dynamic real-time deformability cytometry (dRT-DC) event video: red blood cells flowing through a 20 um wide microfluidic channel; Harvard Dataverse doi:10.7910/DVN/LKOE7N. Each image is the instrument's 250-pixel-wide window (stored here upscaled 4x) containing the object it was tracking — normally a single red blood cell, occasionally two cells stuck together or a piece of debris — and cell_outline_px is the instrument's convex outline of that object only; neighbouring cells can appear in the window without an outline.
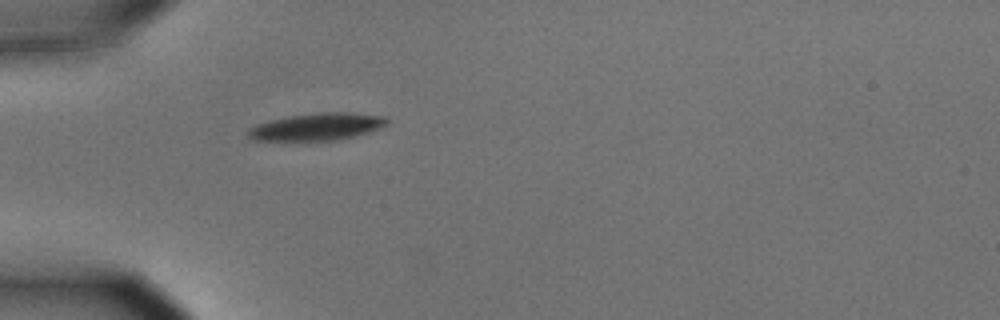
{"species": "common noctule bat (a hibernating species)", "species_latin": "Nyctalus noctula", "temperature_condition": "cold", "stored_images_in_passage": 37, "camera_frame_rate_fps": 3000, "um_per_image_px": 0.085, "animal": {"sex": "male", "body_mass_g": 15.6}, "frame": {"image": 1, "passage_image": 1, "time_ms": 0.0, "image_size_px": [1000, 320], "cell_outline_px": [[388, 124], [380, 128], [368, 132], [340, 140], [252, 140], [248, 136], [248, 128], [256, 124], [268, 120], [288, 116], [316, 112], [352, 112], [384, 116], [388, 120]], "centroid_in_image_um": [26.94, 10.76], "position_along_channel_um": 58.1, "area_um2": 22.2}}
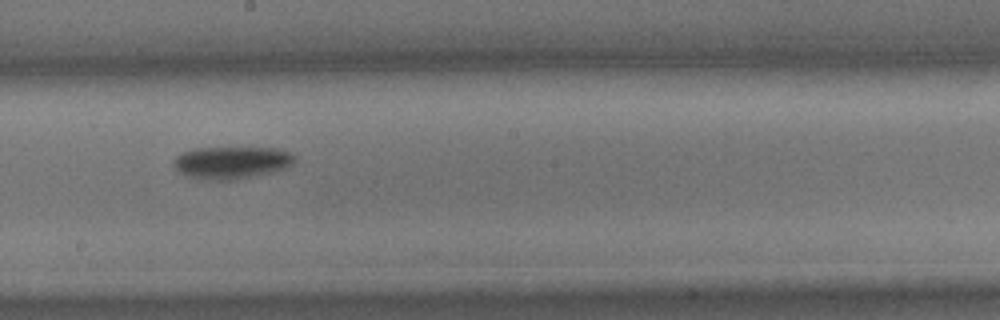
{"frame": {"image": 2, "passage_image": 16, "time_ms": 5.0, "image_size_px": [1000, 320], "cell_outline_px": [[296, 160], [292, 164], [284, 168], [272, 172], [256, 176], [236, 180], [200, 180], [188, 176], [180, 172], [172, 164], [172, 160], [180, 152], [196, 148], [276, 148], [292, 152], [296, 156]], "centroid_in_image_um": [19.68, 13.82], "position_along_channel_um": 228.5, "area_um2": 23.18}}
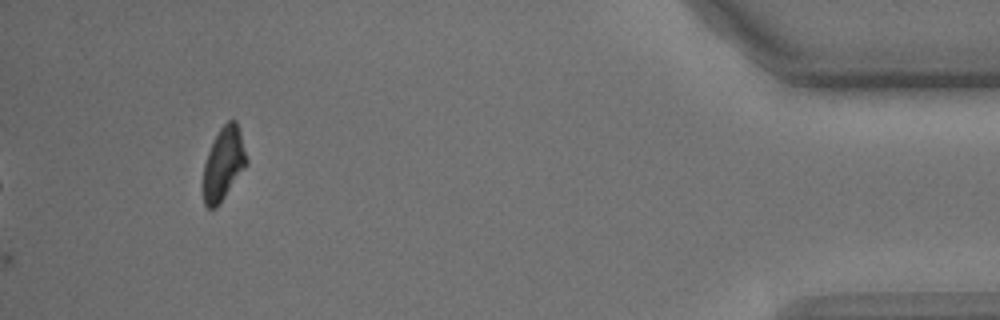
{"frame": {"image": 3, "passage_image": 37, "time_ms": 12.0, "image_size_px": [1000, 320], "cell_outline_px": [[248, 164], [216, 208], [208, 208], [204, 204], [204, 164], [208, 152], [220, 128], [228, 120], [236, 120], [240, 132], [248, 160]], "centroid_in_image_um": [19.02, 13.91], "position_along_channel_um": 416.2, "area_um2": 18.09}, "authors_computed_cell_mechanics": {"area_um2": 21.9062, "velocity_mm_per_s": 3.5294, "shape_relaxation_time_tau1_ms": 1.9565, "shape_relaxation_time_tau2_ms": null, "deformation_change_tau1": 0.1222, "deformation_change_tau2": null}}